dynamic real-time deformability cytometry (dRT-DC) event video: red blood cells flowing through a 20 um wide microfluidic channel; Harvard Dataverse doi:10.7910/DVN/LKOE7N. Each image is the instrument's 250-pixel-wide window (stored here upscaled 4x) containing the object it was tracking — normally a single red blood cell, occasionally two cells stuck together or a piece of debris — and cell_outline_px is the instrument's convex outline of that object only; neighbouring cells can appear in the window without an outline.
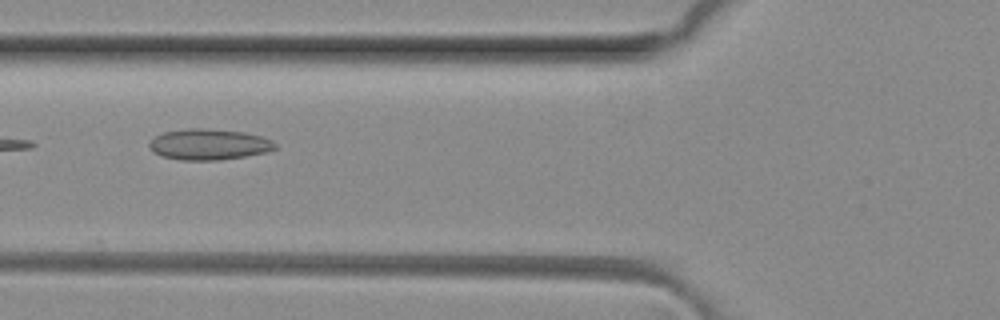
{"species": "common noctule bat (a hibernating species)", "species_latin": "Nyctalus noctula", "temperature_condition": "room temperature", "stored_images_in_passage": 2, "camera_frame_rate_fps": 3000, "um_per_image_px": 0.085, "animal": {"sex": "female", "body_mass_g": 29.2, "forearm_length_mm": 56.3}, "frame": {"image": 1, "passage_image": 2, "time_ms": 0.333, "image_size_px": [1000, 320], "cell_outline_px": [[276, 148], [268, 152], [220, 160], [180, 160], [160, 156], [152, 152], [148, 148], [148, 144], [156, 136], [164, 132], [188, 128], [204, 128], [244, 132], [260, 136], [272, 140], [276, 144]], "centroid_in_image_um": [17.73, 12.28], "position_along_channel_um": 108.1, "area_um2": 22.77}}